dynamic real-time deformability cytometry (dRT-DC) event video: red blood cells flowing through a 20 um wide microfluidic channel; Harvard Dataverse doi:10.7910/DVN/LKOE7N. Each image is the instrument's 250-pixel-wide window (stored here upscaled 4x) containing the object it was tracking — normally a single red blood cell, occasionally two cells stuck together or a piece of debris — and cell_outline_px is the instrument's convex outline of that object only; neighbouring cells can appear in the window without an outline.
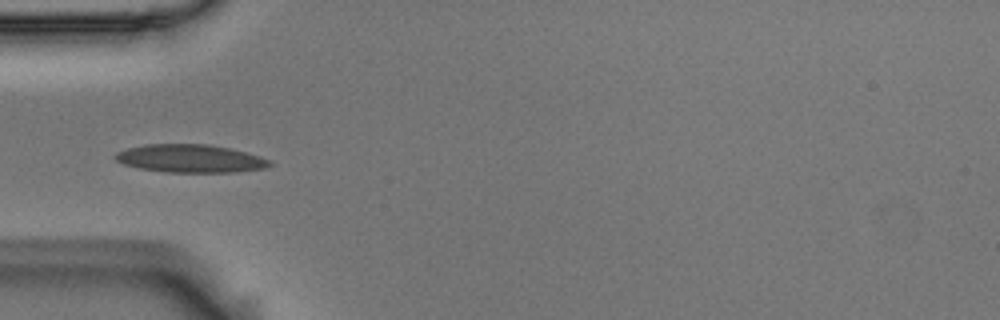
{"species": "Egyptian fruit bat (a non-hibernating species)", "species_latin": "Rousettus aegyptiacus", "temperature_condition": "room temperature", "stored_images_in_passage": 18, "camera_frame_rate_fps": 3000, "um_per_image_px": 0.085, "animal": {"sex": "male"}, "frame": {"image": 1, "passage_image": 16, "time_ms": 5.0, "image_size_px": [1000, 320], "cell_outline_px": [[272, 164], [264, 168], [236, 172], [164, 172], [140, 168], [124, 164], [116, 160], [112, 156], [116, 152], [128, 148], [144, 144], [208, 144], [232, 148], [260, 156], [272, 160]], "centroid_in_image_um": [16.18, 13.47], "position_along_channel_um": 68.8, "area_um2": 25.37}}